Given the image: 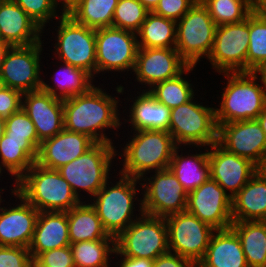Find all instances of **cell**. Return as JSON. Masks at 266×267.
Masks as SVG:
<instances>
[{"instance_id":"obj_1","label":"cell","mask_w":266,"mask_h":267,"mask_svg":"<svg viewBox=\"0 0 266 267\" xmlns=\"http://www.w3.org/2000/svg\"><path fill=\"white\" fill-rule=\"evenodd\" d=\"M96 85L85 94L63 100L64 129L85 134L96 143L116 144L106 131L116 130L117 136L123 122L120 118L122 101L118 95L107 93L103 85Z\"/></svg>"},{"instance_id":"obj_2","label":"cell","mask_w":266,"mask_h":267,"mask_svg":"<svg viewBox=\"0 0 266 267\" xmlns=\"http://www.w3.org/2000/svg\"><path fill=\"white\" fill-rule=\"evenodd\" d=\"M124 141L117 149V158L122 165L119 173L123 176L141 179L148 173L169 168L173 152L177 145L167 131L140 130L129 131ZM130 139V140H129ZM128 140V142H127ZM122 146V147H121ZM120 147L122 148L121 151ZM123 163V164H122Z\"/></svg>"},{"instance_id":"obj_3","label":"cell","mask_w":266,"mask_h":267,"mask_svg":"<svg viewBox=\"0 0 266 267\" xmlns=\"http://www.w3.org/2000/svg\"><path fill=\"white\" fill-rule=\"evenodd\" d=\"M118 175L119 177H115ZM115 176L111 177L116 178V182L109 179L89 202L95 208L104 229L116 238L143 214V205L142 197L138 196L142 191L140 179L118 173ZM135 211L139 213L136 214Z\"/></svg>"},{"instance_id":"obj_4","label":"cell","mask_w":266,"mask_h":267,"mask_svg":"<svg viewBox=\"0 0 266 267\" xmlns=\"http://www.w3.org/2000/svg\"><path fill=\"white\" fill-rule=\"evenodd\" d=\"M219 75L227 81L224 82L226 84L222 87L221 96L217 97L220 103L214 106L217 127L225 123L257 119L266 106V94L256 72Z\"/></svg>"},{"instance_id":"obj_5","label":"cell","mask_w":266,"mask_h":267,"mask_svg":"<svg viewBox=\"0 0 266 267\" xmlns=\"http://www.w3.org/2000/svg\"><path fill=\"white\" fill-rule=\"evenodd\" d=\"M114 145L96 143L83 155L57 169L79 200L84 201L83 199L87 198L85 201H90L104 184L112 179L110 176L114 173L111 170L118 148ZM81 191L84 194H81Z\"/></svg>"},{"instance_id":"obj_6","label":"cell","mask_w":266,"mask_h":267,"mask_svg":"<svg viewBox=\"0 0 266 267\" xmlns=\"http://www.w3.org/2000/svg\"><path fill=\"white\" fill-rule=\"evenodd\" d=\"M17 190L39 212H68L81 200L57 170L34 163L14 184Z\"/></svg>"},{"instance_id":"obj_7","label":"cell","mask_w":266,"mask_h":267,"mask_svg":"<svg viewBox=\"0 0 266 267\" xmlns=\"http://www.w3.org/2000/svg\"><path fill=\"white\" fill-rule=\"evenodd\" d=\"M59 24H58V23ZM51 32L53 41L52 56L62 63L85 70L96 77V36L95 29L77 23L68 14H62ZM55 36V37H54ZM56 55V56H54Z\"/></svg>"},{"instance_id":"obj_8","label":"cell","mask_w":266,"mask_h":267,"mask_svg":"<svg viewBox=\"0 0 266 267\" xmlns=\"http://www.w3.org/2000/svg\"><path fill=\"white\" fill-rule=\"evenodd\" d=\"M197 101L195 96L171 109L169 133L177 146L209 147L217 142L215 107Z\"/></svg>"},{"instance_id":"obj_9","label":"cell","mask_w":266,"mask_h":267,"mask_svg":"<svg viewBox=\"0 0 266 267\" xmlns=\"http://www.w3.org/2000/svg\"><path fill=\"white\" fill-rule=\"evenodd\" d=\"M217 25L200 0L176 22V46L181 58L189 66H197L207 59L214 43Z\"/></svg>"},{"instance_id":"obj_10","label":"cell","mask_w":266,"mask_h":267,"mask_svg":"<svg viewBox=\"0 0 266 267\" xmlns=\"http://www.w3.org/2000/svg\"><path fill=\"white\" fill-rule=\"evenodd\" d=\"M168 252V228L163 217L143 213L115 238L114 255L155 260Z\"/></svg>"},{"instance_id":"obj_11","label":"cell","mask_w":266,"mask_h":267,"mask_svg":"<svg viewBox=\"0 0 266 267\" xmlns=\"http://www.w3.org/2000/svg\"><path fill=\"white\" fill-rule=\"evenodd\" d=\"M96 77L106 72L132 74L139 49L137 34L114 27L95 29ZM124 72V73H123ZM102 74V75H101ZM99 75V76H98Z\"/></svg>"},{"instance_id":"obj_12","label":"cell","mask_w":266,"mask_h":267,"mask_svg":"<svg viewBox=\"0 0 266 267\" xmlns=\"http://www.w3.org/2000/svg\"><path fill=\"white\" fill-rule=\"evenodd\" d=\"M140 182L144 214L165 218L186 210L188 193L169 168L148 173Z\"/></svg>"},{"instance_id":"obj_13","label":"cell","mask_w":266,"mask_h":267,"mask_svg":"<svg viewBox=\"0 0 266 267\" xmlns=\"http://www.w3.org/2000/svg\"><path fill=\"white\" fill-rule=\"evenodd\" d=\"M249 16L241 22L216 27L212 50L206 60L217 73L247 72Z\"/></svg>"},{"instance_id":"obj_14","label":"cell","mask_w":266,"mask_h":267,"mask_svg":"<svg viewBox=\"0 0 266 267\" xmlns=\"http://www.w3.org/2000/svg\"><path fill=\"white\" fill-rule=\"evenodd\" d=\"M43 43L44 40L33 45L9 47L0 70L5 87L18 90L22 94L42 88Z\"/></svg>"},{"instance_id":"obj_15","label":"cell","mask_w":266,"mask_h":267,"mask_svg":"<svg viewBox=\"0 0 266 267\" xmlns=\"http://www.w3.org/2000/svg\"><path fill=\"white\" fill-rule=\"evenodd\" d=\"M169 252L198 263L205 255L215 231L187 210L165 217Z\"/></svg>"},{"instance_id":"obj_16","label":"cell","mask_w":266,"mask_h":267,"mask_svg":"<svg viewBox=\"0 0 266 267\" xmlns=\"http://www.w3.org/2000/svg\"><path fill=\"white\" fill-rule=\"evenodd\" d=\"M13 184H10L9 191L12 193L10 200L14 197L15 203H10L11 206L7 202L5 204L9 207H5L2 202L0 206V246L29 248L40 212L15 190Z\"/></svg>"},{"instance_id":"obj_17","label":"cell","mask_w":266,"mask_h":267,"mask_svg":"<svg viewBox=\"0 0 266 267\" xmlns=\"http://www.w3.org/2000/svg\"><path fill=\"white\" fill-rule=\"evenodd\" d=\"M186 210L215 230L233 223L232 197L211 178L188 193Z\"/></svg>"},{"instance_id":"obj_18","label":"cell","mask_w":266,"mask_h":267,"mask_svg":"<svg viewBox=\"0 0 266 267\" xmlns=\"http://www.w3.org/2000/svg\"><path fill=\"white\" fill-rule=\"evenodd\" d=\"M217 143L226 151L250 160L258 168L266 156V134L257 119L219 125Z\"/></svg>"},{"instance_id":"obj_19","label":"cell","mask_w":266,"mask_h":267,"mask_svg":"<svg viewBox=\"0 0 266 267\" xmlns=\"http://www.w3.org/2000/svg\"><path fill=\"white\" fill-rule=\"evenodd\" d=\"M188 66L175 48H139L132 76L142 85L138 90H149L156 83L177 77Z\"/></svg>"},{"instance_id":"obj_20","label":"cell","mask_w":266,"mask_h":267,"mask_svg":"<svg viewBox=\"0 0 266 267\" xmlns=\"http://www.w3.org/2000/svg\"><path fill=\"white\" fill-rule=\"evenodd\" d=\"M208 162L210 178L231 197H234L258 171V167L250 160L226 151L217 142L209 146Z\"/></svg>"},{"instance_id":"obj_21","label":"cell","mask_w":266,"mask_h":267,"mask_svg":"<svg viewBox=\"0 0 266 267\" xmlns=\"http://www.w3.org/2000/svg\"><path fill=\"white\" fill-rule=\"evenodd\" d=\"M21 108L34 123L40 142L64 129L63 100L42 89L23 93Z\"/></svg>"},{"instance_id":"obj_22","label":"cell","mask_w":266,"mask_h":267,"mask_svg":"<svg viewBox=\"0 0 266 267\" xmlns=\"http://www.w3.org/2000/svg\"><path fill=\"white\" fill-rule=\"evenodd\" d=\"M96 142L89 136L63 129L52 138L41 142L35 163L39 166L57 170L83 155Z\"/></svg>"},{"instance_id":"obj_23","label":"cell","mask_w":266,"mask_h":267,"mask_svg":"<svg viewBox=\"0 0 266 267\" xmlns=\"http://www.w3.org/2000/svg\"><path fill=\"white\" fill-rule=\"evenodd\" d=\"M136 93L138 96L135 94V97L131 96L132 98H130L129 96L128 99L127 96L123 99L124 101L127 99L128 102L131 99V104L129 103V108L123 106L126 109L122 111V114L123 116L127 115L128 118L125 116L122 118L124 121L122 125L128 123V129L131 126L130 131L162 130L169 132L171 109L156 100L148 90H139Z\"/></svg>"},{"instance_id":"obj_24","label":"cell","mask_w":266,"mask_h":267,"mask_svg":"<svg viewBox=\"0 0 266 267\" xmlns=\"http://www.w3.org/2000/svg\"><path fill=\"white\" fill-rule=\"evenodd\" d=\"M44 33L37 23L13 0H0L1 41L9 46L33 45L43 41Z\"/></svg>"},{"instance_id":"obj_25","label":"cell","mask_w":266,"mask_h":267,"mask_svg":"<svg viewBox=\"0 0 266 267\" xmlns=\"http://www.w3.org/2000/svg\"><path fill=\"white\" fill-rule=\"evenodd\" d=\"M186 148L188 146H177L175 148L169 169L181 183L185 191L189 193L200 187L210 178V166L208 162L209 147L204 146L203 149V146H191V149L194 148L196 151L195 153L191 149L186 151ZM190 151L192 152L191 154Z\"/></svg>"},{"instance_id":"obj_26","label":"cell","mask_w":266,"mask_h":267,"mask_svg":"<svg viewBox=\"0 0 266 267\" xmlns=\"http://www.w3.org/2000/svg\"><path fill=\"white\" fill-rule=\"evenodd\" d=\"M64 246H70L67 212H40L28 248L32 259L40 253Z\"/></svg>"},{"instance_id":"obj_27","label":"cell","mask_w":266,"mask_h":267,"mask_svg":"<svg viewBox=\"0 0 266 267\" xmlns=\"http://www.w3.org/2000/svg\"><path fill=\"white\" fill-rule=\"evenodd\" d=\"M197 267H248L241 241L231 227L213 232Z\"/></svg>"},{"instance_id":"obj_28","label":"cell","mask_w":266,"mask_h":267,"mask_svg":"<svg viewBox=\"0 0 266 267\" xmlns=\"http://www.w3.org/2000/svg\"><path fill=\"white\" fill-rule=\"evenodd\" d=\"M232 220H266V176L257 171L247 184L232 197Z\"/></svg>"},{"instance_id":"obj_29","label":"cell","mask_w":266,"mask_h":267,"mask_svg":"<svg viewBox=\"0 0 266 267\" xmlns=\"http://www.w3.org/2000/svg\"><path fill=\"white\" fill-rule=\"evenodd\" d=\"M58 62L54 75H52V85L49 81L44 79L43 76L42 90L46 93H50L52 96H55L59 99H67L74 97L76 95H82L88 92L96 83L89 73L85 70L74 67L70 64ZM60 63V64H59ZM46 82H45V81ZM95 80V81H94ZM55 82V83H53Z\"/></svg>"},{"instance_id":"obj_30","label":"cell","mask_w":266,"mask_h":267,"mask_svg":"<svg viewBox=\"0 0 266 267\" xmlns=\"http://www.w3.org/2000/svg\"><path fill=\"white\" fill-rule=\"evenodd\" d=\"M68 234L71 243L115 239L104 229L95 208L89 201H81L67 212Z\"/></svg>"},{"instance_id":"obj_31","label":"cell","mask_w":266,"mask_h":267,"mask_svg":"<svg viewBox=\"0 0 266 267\" xmlns=\"http://www.w3.org/2000/svg\"><path fill=\"white\" fill-rule=\"evenodd\" d=\"M38 150L28 140L0 139V169L11 176L14 184L36 162Z\"/></svg>"},{"instance_id":"obj_32","label":"cell","mask_w":266,"mask_h":267,"mask_svg":"<svg viewBox=\"0 0 266 267\" xmlns=\"http://www.w3.org/2000/svg\"><path fill=\"white\" fill-rule=\"evenodd\" d=\"M248 267H266V227L263 221L233 222Z\"/></svg>"},{"instance_id":"obj_33","label":"cell","mask_w":266,"mask_h":267,"mask_svg":"<svg viewBox=\"0 0 266 267\" xmlns=\"http://www.w3.org/2000/svg\"><path fill=\"white\" fill-rule=\"evenodd\" d=\"M136 34L139 48H175L176 21L149 12Z\"/></svg>"},{"instance_id":"obj_34","label":"cell","mask_w":266,"mask_h":267,"mask_svg":"<svg viewBox=\"0 0 266 267\" xmlns=\"http://www.w3.org/2000/svg\"><path fill=\"white\" fill-rule=\"evenodd\" d=\"M194 68L196 66H188L177 77L156 83L148 91L156 100L166 105L169 109L185 104L192 100L195 95L198 96L199 90H194L195 86L191 82L192 80L187 78L193 70H196Z\"/></svg>"},{"instance_id":"obj_35","label":"cell","mask_w":266,"mask_h":267,"mask_svg":"<svg viewBox=\"0 0 266 267\" xmlns=\"http://www.w3.org/2000/svg\"><path fill=\"white\" fill-rule=\"evenodd\" d=\"M75 267H112L115 239L80 241L70 244Z\"/></svg>"},{"instance_id":"obj_36","label":"cell","mask_w":266,"mask_h":267,"mask_svg":"<svg viewBox=\"0 0 266 267\" xmlns=\"http://www.w3.org/2000/svg\"><path fill=\"white\" fill-rule=\"evenodd\" d=\"M118 0H83L68 15L92 29L112 27Z\"/></svg>"},{"instance_id":"obj_37","label":"cell","mask_w":266,"mask_h":267,"mask_svg":"<svg viewBox=\"0 0 266 267\" xmlns=\"http://www.w3.org/2000/svg\"><path fill=\"white\" fill-rule=\"evenodd\" d=\"M200 1L207 8L217 26L241 22L254 11V4L250 0Z\"/></svg>"},{"instance_id":"obj_38","label":"cell","mask_w":266,"mask_h":267,"mask_svg":"<svg viewBox=\"0 0 266 267\" xmlns=\"http://www.w3.org/2000/svg\"><path fill=\"white\" fill-rule=\"evenodd\" d=\"M264 65H266V16L253 11L249 15L247 72H256Z\"/></svg>"},{"instance_id":"obj_39","label":"cell","mask_w":266,"mask_h":267,"mask_svg":"<svg viewBox=\"0 0 266 267\" xmlns=\"http://www.w3.org/2000/svg\"><path fill=\"white\" fill-rule=\"evenodd\" d=\"M148 13L139 0H118L112 27L137 33Z\"/></svg>"},{"instance_id":"obj_40","label":"cell","mask_w":266,"mask_h":267,"mask_svg":"<svg viewBox=\"0 0 266 267\" xmlns=\"http://www.w3.org/2000/svg\"><path fill=\"white\" fill-rule=\"evenodd\" d=\"M5 134L8 139L28 140L37 150L41 144L34 123L22 108L5 118Z\"/></svg>"},{"instance_id":"obj_41","label":"cell","mask_w":266,"mask_h":267,"mask_svg":"<svg viewBox=\"0 0 266 267\" xmlns=\"http://www.w3.org/2000/svg\"><path fill=\"white\" fill-rule=\"evenodd\" d=\"M13 1L19 5L43 31L47 28L48 23H52L53 20H57L62 15L55 0Z\"/></svg>"},{"instance_id":"obj_42","label":"cell","mask_w":266,"mask_h":267,"mask_svg":"<svg viewBox=\"0 0 266 267\" xmlns=\"http://www.w3.org/2000/svg\"><path fill=\"white\" fill-rule=\"evenodd\" d=\"M33 262L38 267H75L70 246L55 248L40 253Z\"/></svg>"},{"instance_id":"obj_43","label":"cell","mask_w":266,"mask_h":267,"mask_svg":"<svg viewBox=\"0 0 266 267\" xmlns=\"http://www.w3.org/2000/svg\"><path fill=\"white\" fill-rule=\"evenodd\" d=\"M32 262L28 248L0 246V267H31Z\"/></svg>"},{"instance_id":"obj_44","label":"cell","mask_w":266,"mask_h":267,"mask_svg":"<svg viewBox=\"0 0 266 267\" xmlns=\"http://www.w3.org/2000/svg\"><path fill=\"white\" fill-rule=\"evenodd\" d=\"M197 0H159L153 13L175 20H180Z\"/></svg>"},{"instance_id":"obj_45","label":"cell","mask_w":266,"mask_h":267,"mask_svg":"<svg viewBox=\"0 0 266 267\" xmlns=\"http://www.w3.org/2000/svg\"><path fill=\"white\" fill-rule=\"evenodd\" d=\"M22 106V93L18 90L4 87L0 91V117L8 118L18 112Z\"/></svg>"},{"instance_id":"obj_46","label":"cell","mask_w":266,"mask_h":267,"mask_svg":"<svg viewBox=\"0 0 266 267\" xmlns=\"http://www.w3.org/2000/svg\"><path fill=\"white\" fill-rule=\"evenodd\" d=\"M153 267H197V264L178 254L168 252L158 256L153 262Z\"/></svg>"},{"instance_id":"obj_47","label":"cell","mask_w":266,"mask_h":267,"mask_svg":"<svg viewBox=\"0 0 266 267\" xmlns=\"http://www.w3.org/2000/svg\"><path fill=\"white\" fill-rule=\"evenodd\" d=\"M115 261L114 266L116 267H153L154 260H150L147 258H135V257H127L124 255H114ZM120 259H119V258Z\"/></svg>"},{"instance_id":"obj_48","label":"cell","mask_w":266,"mask_h":267,"mask_svg":"<svg viewBox=\"0 0 266 267\" xmlns=\"http://www.w3.org/2000/svg\"><path fill=\"white\" fill-rule=\"evenodd\" d=\"M55 1L62 14H69L83 0H55Z\"/></svg>"},{"instance_id":"obj_49","label":"cell","mask_w":266,"mask_h":267,"mask_svg":"<svg viewBox=\"0 0 266 267\" xmlns=\"http://www.w3.org/2000/svg\"><path fill=\"white\" fill-rule=\"evenodd\" d=\"M254 11L260 15L266 16V0H258L254 4Z\"/></svg>"},{"instance_id":"obj_50","label":"cell","mask_w":266,"mask_h":267,"mask_svg":"<svg viewBox=\"0 0 266 267\" xmlns=\"http://www.w3.org/2000/svg\"><path fill=\"white\" fill-rule=\"evenodd\" d=\"M139 1L144 5V7L149 12H152L159 2V0H139Z\"/></svg>"},{"instance_id":"obj_51","label":"cell","mask_w":266,"mask_h":267,"mask_svg":"<svg viewBox=\"0 0 266 267\" xmlns=\"http://www.w3.org/2000/svg\"><path fill=\"white\" fill-rule=\"evenodd\" d=\"M256 74L258 75V77L261 78L262 83H263V87H264V91L266 94V65L260 67L257 71Z\"/></svg>"},{"instance_id":"obj_52","label":"cell","mask_w":266,"mask_h":267,"mask_svg":"<svg viewBox=\"0 0 266 267\" xmlns=\"http://www.w3.org/2000/svg\"><path fill=\"white\" fill-rule=\"evenodd\" d=\"M257 121L259 122L262 130L266 134V106H265L264 110L257 117Z\"/></svg>"},{"instance_id":"obj_53","label":"cell","mask_w":266,"mask_h":267,"mask_svg":"<svg viewBox=\"0 0 266 267\" xmlns=\"http://www.w3.org/2000/svg\"><path fill=\"white\" fill-rule=\"evenodd\" d=\"M9 45L3 41L0 40V70H1V66L5 57V54L7 52V50L9 49Z\"/></svg>"},{"instance_id":"obj_54","label":"cell","mask_w":266,"mask_h":267,"mask_svg":"<svg viewBox=\"0 0 266 267\" xmlns=\"http://www.w3.org/2000/svg\"><path fill=\"white\" fill-rule=\"evenodd\" d=\"M5 133V119L0 117V139L3 137Z\"/></svg>"},{"instance_id":"obj_55","label":"cell","mask_w":266,"mask_h":267,"mask_svg":"<svg viewBox=\"0 0 266 267\" xmlns=\"http://www.w3.org/2000/svg\"><path fill=\"white\" fill-rule=\"evenodd\" d=\"M258 170L261 171L266 176V156L264 158L262 165L258 168Z\"/></svg>"},{"instance_id":"obj_56","label":"cell","mask_w":266,"mask_h":267,"mask_svg":"<svg viewBox=\"0 0 266 267\" xmlns=\"http://www.w3.org/2000/svg\"><path fill=\"white\" fill-rule=\"evenodd\" d=\"M4 190H8V189H5V188H3L2 189V187H0V206H1V202H5V198L4 199H2L3 197H2V195L6 192V191H4ZM4 192V193H3ZM2 194V195H1Z\"/></svg>"},{"instance_id":"obj_57","label":"cell","mask_w":266,"mask_h":267,"mask_svg":"<svg viewBox=\"0 0 266 267\" xmlns=\"http://www.w3.org/2000/svg\"><path fill=\"white\" fill-rule=\"evenodd\" d=\"M5 87L4 85V81L2 80V78L0 77V91Z\"/></svg>"},{"instance_id":"obj_58","label":"cell","mask_w":266,"mask_h":267,"mask_svg":"<svg viewBox=\"0 0 266 267\" xmlns=\"http://www.w3.org/2000/svg\"><path fill=\"white\" fill-rule=\"evenodd\" d=\"M4 172L0 169V178H2L1 176H3Z\"/></svg>"},{"instance_id":"obj_59","label":"cell","mask_w":266,"mask_h":267,"mask_svg":"<svg viewBox=\"0 0 266 267\" xmlns=\"http://www.w3.org/2000/svg\"><path fill=\"white\" fill-rule=\"evenodd\" d=\"M31 267H38L34 262H32Z\"/></svg>"},{"instance_id":"obj_60","label":"cell","mask_w":266,"mask_h":267,"mask_svg":"<svg viewBox=\"0 0 266 267\" xmlns=\"http://www.w3.org/2000/svg\"><path fill=\"white\" fill-rule=\"evenodd\" d=\"M253 4H255L258 0H250Z\"/></svg>"}]
</instances>
